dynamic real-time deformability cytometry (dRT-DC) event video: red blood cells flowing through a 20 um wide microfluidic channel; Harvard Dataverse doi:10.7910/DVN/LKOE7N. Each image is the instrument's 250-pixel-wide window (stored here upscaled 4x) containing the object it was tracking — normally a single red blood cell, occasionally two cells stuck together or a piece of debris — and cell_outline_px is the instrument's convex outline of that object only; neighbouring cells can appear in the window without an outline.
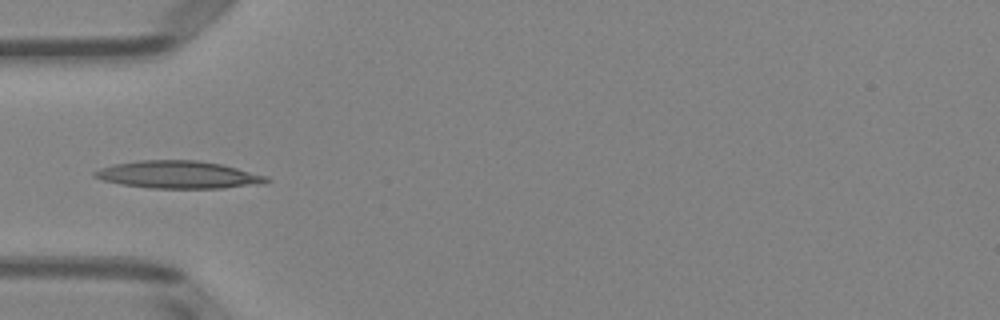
{"species": "Egyptian fruit bat (a non-hibernating species)", "species_latin": "Rousettus aegyptiacus", "temperature_condition": "room temperature", "stored_images_in_passage": 3, "camera_frame_rate_fps": 3000, "um_per_image_px": 0.085, "animal": {"sex": "female"}, "frame": {"image": 1, "passage_image": 3, "time_ms": 3.333, "image_size_px": [1000, 320], "cell_outline_px": [[272, 180], [264, 184], [224, 188], [148, 188], [120, 184], [100, 180], [92, 176], [92, 172], [100, 168], [112, 164], [140, 160], [196, 160], [220, 164], [268, 176]], "centroid_in_image_um": [15.14, 14.85], "position_along_channel_um": 69.9, "area_um2": 27.8}}